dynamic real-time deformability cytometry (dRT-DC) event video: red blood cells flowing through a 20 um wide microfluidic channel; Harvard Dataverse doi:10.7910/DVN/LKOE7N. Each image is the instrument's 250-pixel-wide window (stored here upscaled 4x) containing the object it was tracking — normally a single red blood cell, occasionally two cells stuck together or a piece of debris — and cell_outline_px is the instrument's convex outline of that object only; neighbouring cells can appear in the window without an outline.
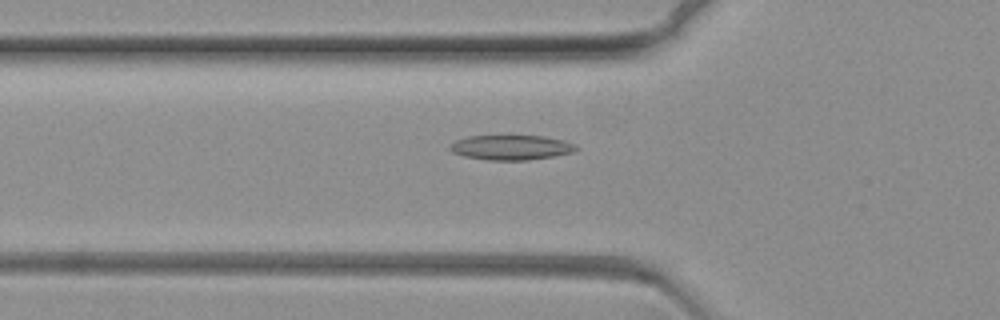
{"species": "common noctule bat (a hibernating species)", "species_latin": "Nyctalus noctula", "temperature_condition": "warm", "stored_images_in_passage": 71, "camera_frame_rate_fps": 3000, "um_per_image_px": 0.085, "animal": {"sex": "female", "body_mass_g": 19.3, "forearm_length_mm": 54.1}, "frame": {"image": 1, "passage_image": 25, "time_ms": 8.0, "image_size_px": [1000, 320], "cell_outline_px": [[580, 148], [572, 152], [552, 156], [528, 160], [488, 160], [464, 156], [452, 152], [448, 148], [456, 140], [468, 136], [544, 136], [564, 140], [576, 144]], "centroid_in_image_um": [43.46, 12.53], "position_along_channel_um": 82.3, "area_um2": 18.21}}
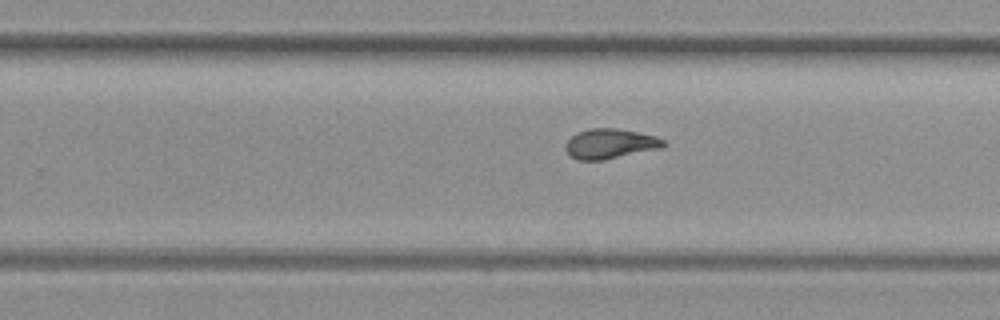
{"frame": {"image": 2, "passage_image": 45, "time_ms": 14.667, "image_size_px": [1000, 320], "cell_outline_px": [[664, 144], [660, 148], [604, 160], [576, 160], [568, 156], [564, 148], [564, 144], [576, 132], [588, 128], [616, 128], [656, 136], [664, 140]], "centroid_in_image_um": [51.77, 12.22], "position_along_channel_um": 278.0, "area_um2": 17.17}}
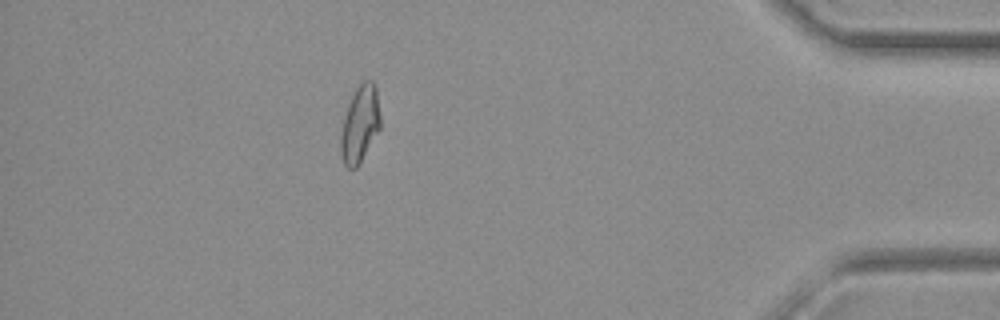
{"frame": {"image": 3, "passage_image": 63, "time_ms": 20.667, "image_size_px": [1000, 320], "cell_outline_px": [[380, 128], [356, 168], [348, 168], [344, 164], [340, 152], [340, 136], [348, 104], [356, 88], [364, 80], [372, 80], [376, 84], [380, 116]], "centroid_in_image_um": [30.6, 10.52], "position_along_channel_um": 404.6, "area_um2": 17.51}}